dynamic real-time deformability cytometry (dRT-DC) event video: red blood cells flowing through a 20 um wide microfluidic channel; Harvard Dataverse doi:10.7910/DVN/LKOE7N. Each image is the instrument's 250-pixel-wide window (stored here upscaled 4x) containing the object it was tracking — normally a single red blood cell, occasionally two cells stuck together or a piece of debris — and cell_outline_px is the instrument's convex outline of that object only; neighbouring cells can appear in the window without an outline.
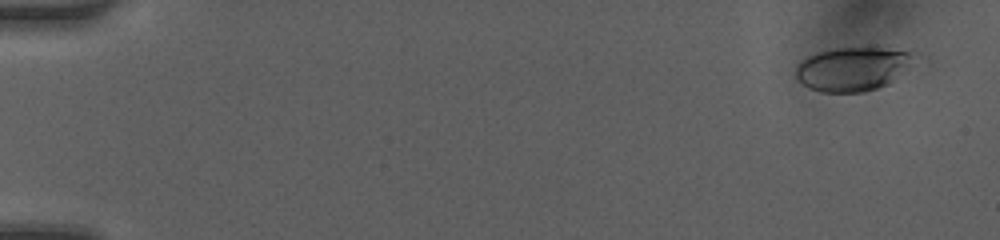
{"species": "human", "species_latin": "Homo sapiens", "temperature_condition": "room temperature", "stored_images_in_passage": 7, "camera_frame_rate_fps": 3000, "um_per_image_px": 0.085, "donor": {"sex": "female"}, "frame": {"image": 1, "passage_image": 1, "time_ms": 0.0, "image_size_px": [1000, 240], "cell_outline_px": [[912, 56], [888, 84], [864, 92], [820, 92], [808, 88], [796, 76], [796, 64], [808, 56], [820, 52], [836, 48], [912, 48]], "centroid_in_image_um": [72.4, 5.84], "position_along_channel_um": 12.6, "area_um2": 29.54}}
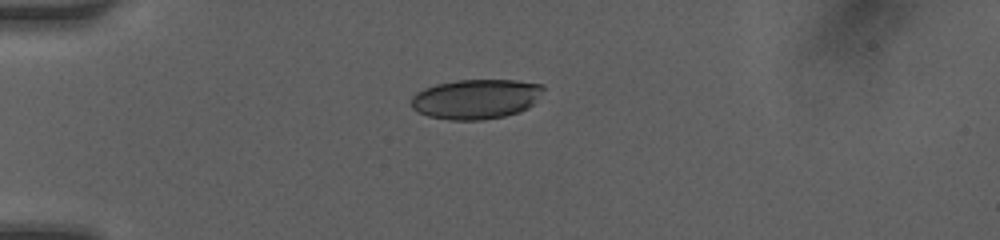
{"frame": {"image": 2, "passage_image": 5, "time_ms": 1.333, "image_size_px": [1000, 240], "cell_outline_px": [[544, 88], [532, 104], [528, 108], [520, 112], [504, 116], [480, 120], [448, 120], [428, 116], [412, 108], [412, 96], [416, 92], [424, 88], [436, 84], [456, 80], [516, 80], [540, 84]], "centroid_in_image_um": [40.43, 8.42], "position_along_channel_um": 44.6, "area_um2": 30.52}}
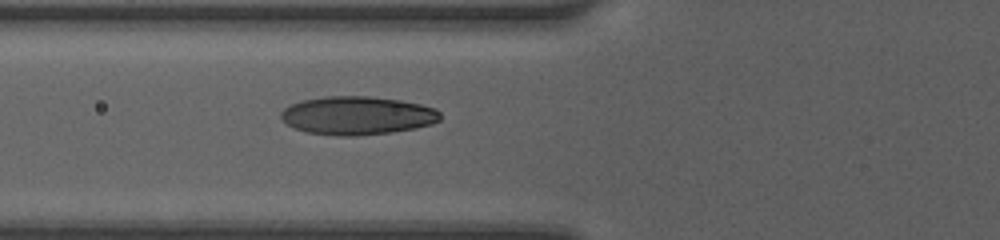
{"frame": {"image": 3, "passage_image": 7, "time_ms": 2.0, "image_size_px": [1000, 240], "cell_outline_px": [[440, 120], [432, 124], [416, 128], [392, 132], [356, 136], [340, 136], [308, 132], [296, 128], [280, 120], [280, 112], [284, 108], [300, 100], [324, 96], [368, 96], [400, 100], [420, 104], [436, 108], [440, 112]], "centroid_in_image_um": [30.37, 9.81], "position_along_channel_um": 95.4, "area_um2": 35.78}}